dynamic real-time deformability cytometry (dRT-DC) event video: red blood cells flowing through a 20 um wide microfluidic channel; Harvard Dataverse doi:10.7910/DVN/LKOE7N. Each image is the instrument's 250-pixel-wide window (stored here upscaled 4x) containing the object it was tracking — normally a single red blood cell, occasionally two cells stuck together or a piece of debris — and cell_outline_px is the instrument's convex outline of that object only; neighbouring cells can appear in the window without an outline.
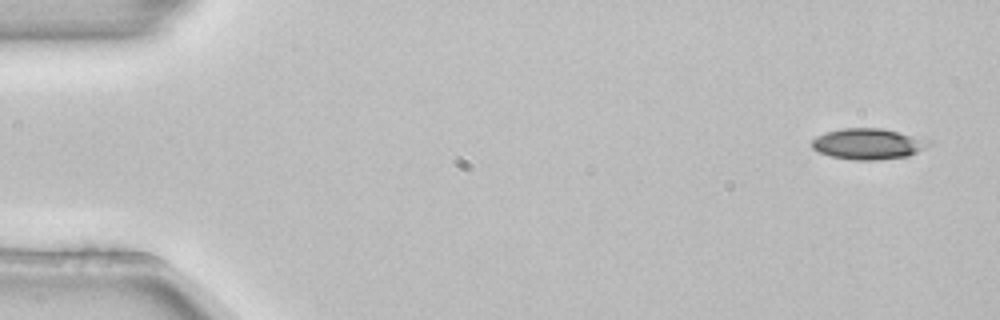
{"species": "common noctule bat (a hibernating species)", "species_latin": "Nyctalus noctula", "temperature_condition": "room temperature", "stored_images_in_passage": 4, "camera_frame_rate_fps": 3000, "um_per_image_px": 0.085, "animal": {"sex": "female", "body_mass_g": 22.7, "forearm_length_mm": 54.2}, "frame": {"image": 1, "passage_image": 1, "time_ms": 0.0, "image_size_px": [1000, 320], "cell_outline_px": [[932, 144], [908, 156], [880, 160], [852, 160], [832, 156], [820, 152], [812, 148], [812, 140], [816, 136], [824, 132], [840, 128], [884, 128], [932, 140]], "centroid_in_image_um": [73.81, 12.22], "position_along_channel_um": 11.2, "area_um2": 21.27}}
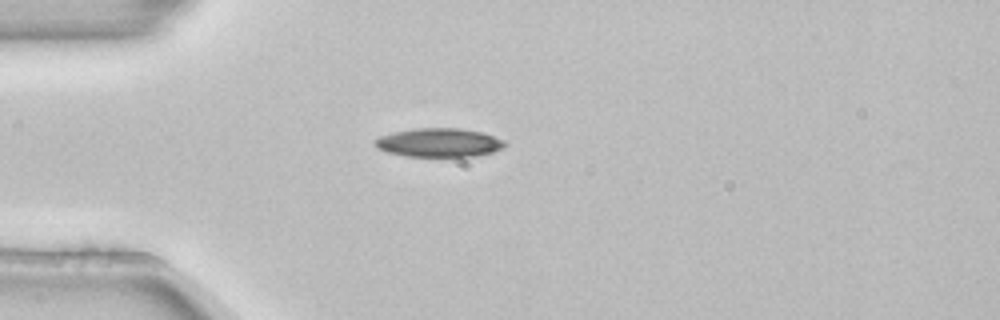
{"frame": {"image": 2, "passage_image": 4, "time_ms": 1.0, "image_size_px": [1000, 320], "cell_outline_px": [[508, 144], [504, 148], [492, 152], [476, 156], [408, 156], [388, 152], [376, 148], [376, 140], [380, 136], [396, 132], [416, 128], [460, 128], [484, 132], [504, 140]], "centroid_in_image_um": [37.39, 12.12], "position_along_channel_um": 47.6, "area_um2": 21.68}}